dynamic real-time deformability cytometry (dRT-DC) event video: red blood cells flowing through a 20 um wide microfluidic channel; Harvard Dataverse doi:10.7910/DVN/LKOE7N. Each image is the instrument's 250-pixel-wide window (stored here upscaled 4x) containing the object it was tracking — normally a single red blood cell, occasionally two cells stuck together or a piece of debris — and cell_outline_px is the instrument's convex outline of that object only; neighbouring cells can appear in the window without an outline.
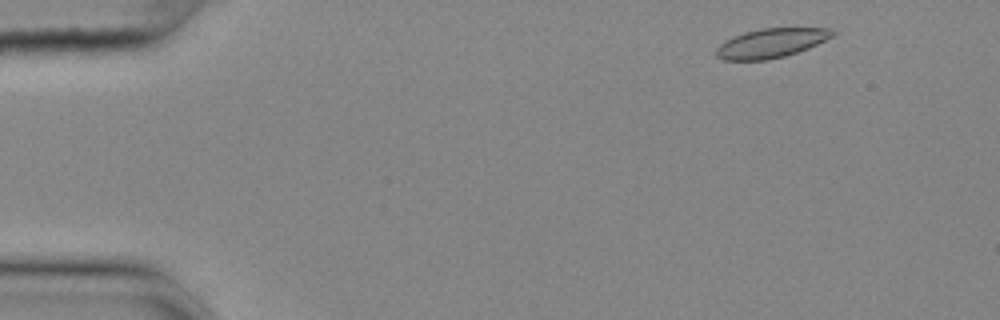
{"species": "common noctule bat (a hibernating species)", "species_latin": "Nyctalus noctula", "temperature_condition": "cold", "stored_images_in_passage": 53, "camera_frame_rate_fps": 3000, "um_per_image_px": 0.085, "animal": {"sex": "female", "body_mass_g": 25.1}, "frame": {"image": 1, "passage_image": 3, "time_ms": 0.667, "image_size_px": [1000, 320], "cell_outline_px": [[836, 36], [808, 48], [784, 56], [768, 60], [724, 60], [716, 56], [716, 48], [724, 40], [732, 36], [744, 32], [760, 28], [832, 28], [836, 32]], "centroid_in_image_um": [65.56, 3.65], "position_along_channel_um": 19.4, "area_um2": 20.06}}
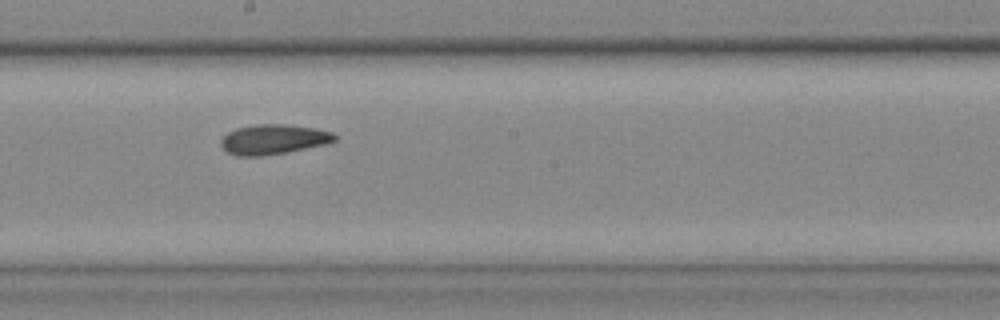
{"frame": {"image": 2, "passage_image": 28, "time_ms": 9.0, "image_size_px": [1000, 320], "cell_outline_px": [[336, 140], [324, 144], [288, 152], [264, 156], [236, 156], [228, 152], [220, 144], [220, 140], [228, 132], [236, 128], [256, 124], [284, 124], [316, 128], [332, 132], [336, 136]], "centroid_in_image_um": [23.22, 11.84], "position_along_channel_um": 225.0, "area_um2": 19.83}}
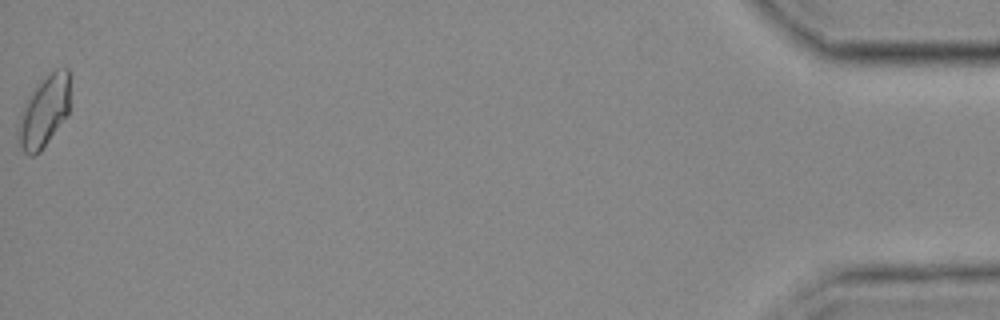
{"frame": {"image": 3, "passage_image": 53, "time_ms": 17.333, "image_size_px": [1000, 320], "cell_outline_px": [[72, 76], [68, 116], [40, 152], [32, 156], [28, 156], [24, 152], [20, 144], [16, 132], [16, 128], [20, 112], [32, 92], [56, 68], [68, 68]], "centroid_in_image_um": [3.79, 9.49], "position_along_channel_um": 431.4, "area_um2": 21.85}, "authors_computed_cell_mechanics": {"area_um2": 19.8254, "velocity_mm_per_s": 3.6174, "shape_relaxation_time_tau1_ms": null, "shape_relaxation_time_tau2_ms": 3.5136, "deformation_change_tau1": null, "deformation_change_tau2": 0.0727}}